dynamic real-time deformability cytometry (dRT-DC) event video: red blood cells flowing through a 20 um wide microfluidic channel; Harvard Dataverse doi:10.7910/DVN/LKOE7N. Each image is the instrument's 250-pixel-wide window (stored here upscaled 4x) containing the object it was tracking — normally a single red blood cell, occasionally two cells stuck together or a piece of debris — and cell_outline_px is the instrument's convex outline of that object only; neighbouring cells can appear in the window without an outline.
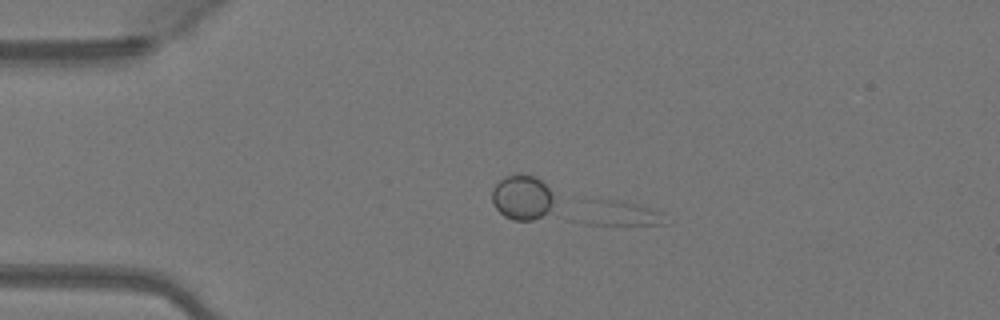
{"species": "Egyptian fruit bat (a non-hibernating species)", "species_latin": "Rousettus aegyptiacus", "temperature_condition": "warm", "stored_images_in_passage": 9, "camera_frame_rate_fps": 3000, "um_per_image_px": 0.085, "animal": {"sex": "female"}, "frame": {"image": 1, "passage_image": 9, "time_ms": 2.667, "image_size_px": [1000, 320], "cell_outline_px": [[672, 220], [668, 224], [584, 224], [584, 196], [620, 200], [636, 204], [660, 212]], "centroid_in_image_um": [52.69, 18.09], "position_along_channel_um": 32.3, "area_um2": 12.72}}